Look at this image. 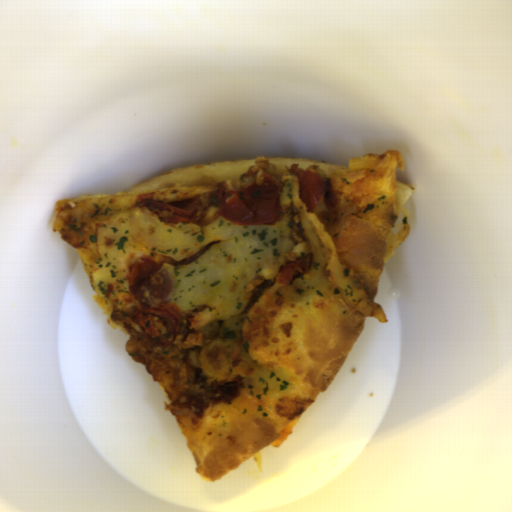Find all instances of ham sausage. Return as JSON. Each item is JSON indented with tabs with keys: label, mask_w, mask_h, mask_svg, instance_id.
<instances>
[{
	"label": "ham sausage",
	"mask_w": 512,
	"mask_h": 512,
	"mask_svg": "<svg viewBox=\"0 0 512 512\" xmlns=\"http://www.w3.org/2000/svg\"><path fill=\"white\" fill-rule=\"evenodd\" d=\"M172 281L164 268H156L139 286L137 294L148 305L160 306L171 295Z\"/></svg>",
	"instance_id": "1"
}]
</instances>
